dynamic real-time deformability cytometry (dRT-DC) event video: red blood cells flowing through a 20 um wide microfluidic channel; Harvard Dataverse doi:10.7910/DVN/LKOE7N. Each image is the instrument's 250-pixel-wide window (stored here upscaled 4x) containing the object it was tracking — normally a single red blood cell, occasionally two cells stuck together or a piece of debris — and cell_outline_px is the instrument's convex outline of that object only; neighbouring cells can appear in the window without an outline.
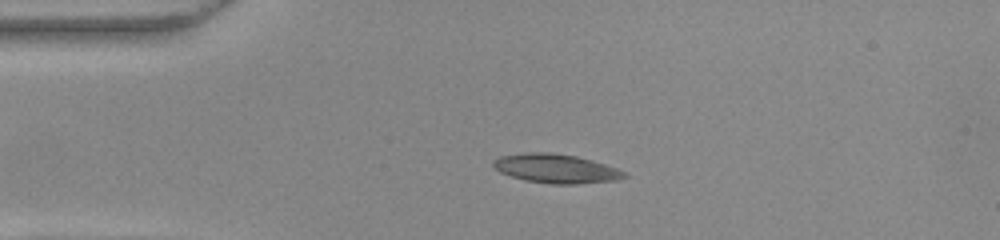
{"species": "common noctule bat (a hibernating species)", "species_latin": "Nyctalus noctula", "temperature_condition": "warm", "stored_images_in_passage": 52, "camera_frame_rate_fps": 3000, "um_per_image_px": 0.085, "animal": {"sex": "female", "body_mass_g": 22.0, "forearm_length_mm": 56.7}, "frame": {"image": 1, "passage_image": 11, "time_ms": 3.333, "image_size_px": [1000, 240], "cell_outline_px": [[628, 176], [616, 180], [576, 184], [552, 184], [524, 180], [500, 172], [492, 164], [492, 160], [500, 156], [524, 152], [552, 152], [576, 156], [592, 160], [628, 172]], "centroid_in_image_um": [47.26, 14.32], "position_along_channel_um": 37.7, "area_um2": 22.25}}
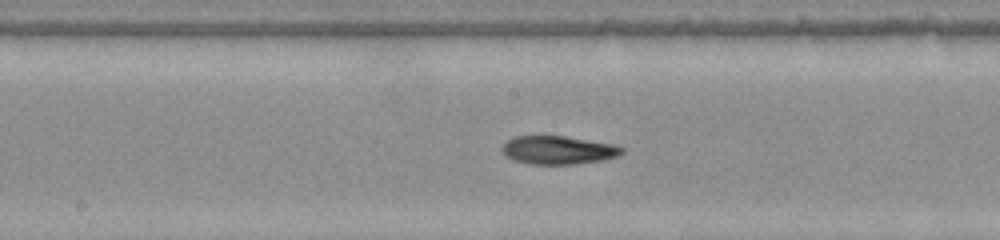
{"frame": {"image": 2, "passage_image": 26, "time_ms": 8.333, "image_size_px": [1000, 240], "cell_outline_px": [[624, 152], [616, 156], [604, 160], [572, 164], [528, 164], [512, 160], [500, 148], [508, 140], [516, 136], [564, 136], [612, 144], [624, 148]], "centroid_in_image_um": [47.44, 12.76], "position_along_channel_um": 200.8, "area_um2": 19.59}}
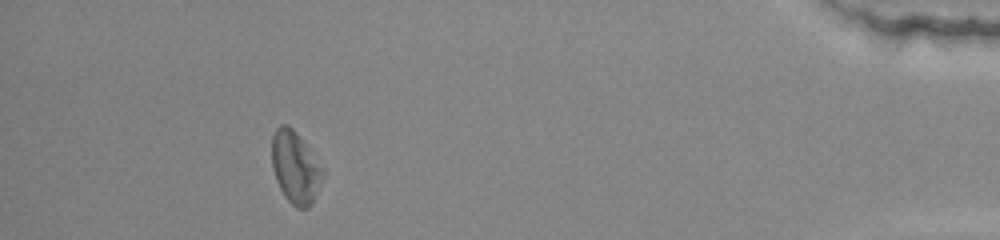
{"frame": {"image": 3, "passage_image": 47, "time_ms": 15.333, "image_size_px": [1000, 240], "cell_outline_px": [[324, 176], [312, 204], [308, 208], [296, 208], [284, 196], [276, 180], [272, 168], [272, 136], [276, 128], [280, 124], [288, 124], [296, 132], [324, 168]], "centroid_in_image_um": [25.11, 14.23], "position_along_channel_um": 410.1, "area_um2": 21.5}}